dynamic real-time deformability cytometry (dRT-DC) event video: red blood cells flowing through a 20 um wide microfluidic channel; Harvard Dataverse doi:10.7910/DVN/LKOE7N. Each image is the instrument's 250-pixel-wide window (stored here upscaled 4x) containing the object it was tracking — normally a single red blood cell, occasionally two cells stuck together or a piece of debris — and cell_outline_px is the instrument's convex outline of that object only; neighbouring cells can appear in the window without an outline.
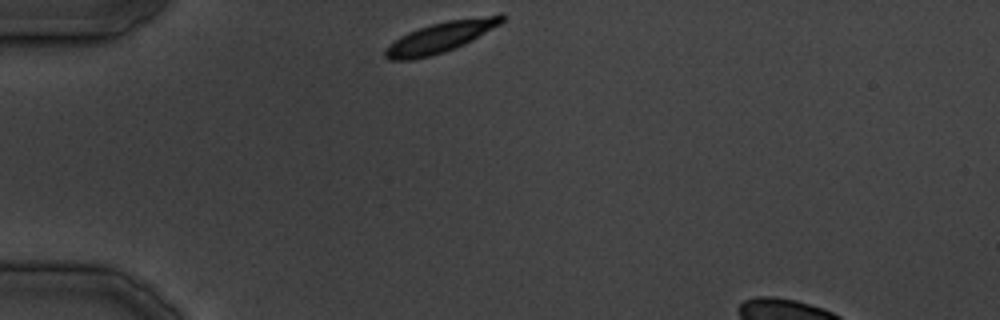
{"species": "common noctule bat (a hibernating species)", "species_latin": "Nyctalus noctula", "temperature_condition": "cold", "stored_images_in_passage": 25, "camera_frame_rate_fps": 3000, "um_per_image_px": 0.085, "animal": {"sex": "male", "body_mass_g": 19.5, "forearm_length_mm": 54.6}, "frame": {"image": 1, "passage_image": 1, "time_ms": 0.0, "image_size_px": [1000, 320], "cell_outline_px": [[504, 20], [500, 24], [472, 40], [456, 48], [432, 56], [412, 60], [388, 60], [384, 56], [384, 48], [388, 44], [400, 36], [408, 32], [432, 24], [448, 20], [500, 12], [504, 16]], "centroid_in_image_um": [37.45, 3.15], "position_along_channel_um": 47.6, "area_um2": 21.1}}
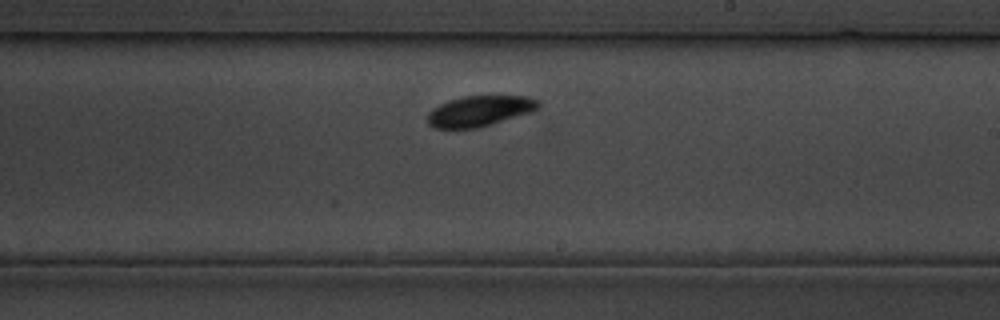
{"frame": {"image": 2, "passage_image": 14, "time_ms": 16.0, "image_size_px": [1000, 320], "cell_outline_px": [[540, 108], [532, 112], [476, 128], [432, 128], [428, 124], [428, 112], [432, 108], [448, 100], [464, 96], [528, 96], [540, 100]], "centroid_in_image_um": [40.78, 9.42], "position_along_channel_um": 248.2, "area_um2": 19.83}}
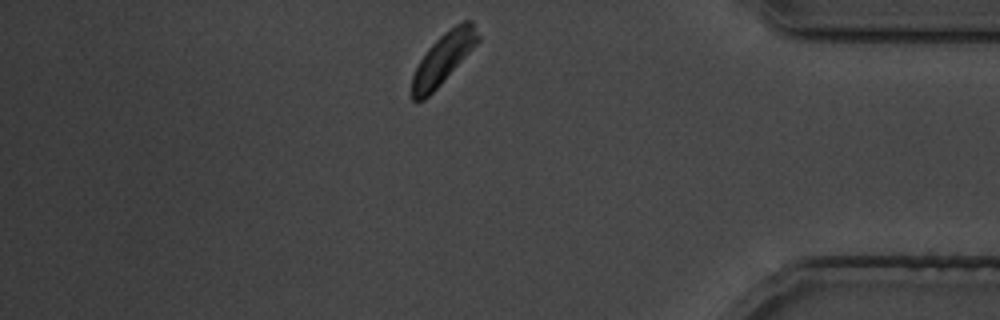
{"frame": {"image": 3, "passage_image": 24, "time_ms": 28.333, "image_size_px": [1000, 320], "cell_outline_px": [[480, 40], [440, 84], [424, 100], [412, 100], [412, 76], [420, 60], [428, 48], [444, 32], [456, 24], [464, 20], [472, 20], [480, 36]], "centroid_in_image_um": [37.68, 4.93], "position_along_channel_um": 397.5, "area_um2": 19.07}}